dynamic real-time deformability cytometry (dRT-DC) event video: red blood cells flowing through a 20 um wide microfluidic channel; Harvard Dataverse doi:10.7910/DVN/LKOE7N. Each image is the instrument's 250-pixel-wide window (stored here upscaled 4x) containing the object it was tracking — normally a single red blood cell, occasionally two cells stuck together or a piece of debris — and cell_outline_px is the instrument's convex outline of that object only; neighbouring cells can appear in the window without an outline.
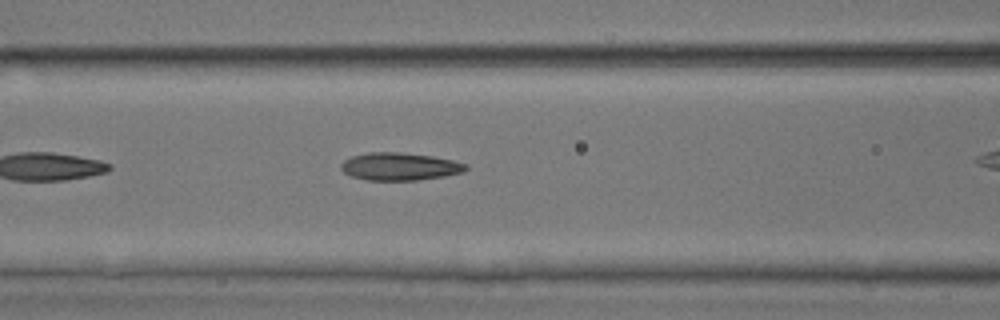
{"species": "common noctule bat (a hibernating species)", "species_latin": "Nyctalus noctula", "temperature_condition": "room temperature", "stored_images_in_passage": 24, "camera_frame_rate_fps": 3000, "um_per_image_px": 0.085, "animal": {"sex": "male", "body_mass_g": 17.9, "forearm_length_mm": 54.2}, "frame": {"image": 1, "passage_image": 8, "time_ms": 2.333, "image_size_px": [1000, 320], "cell_outline_px": [[468, 168], [464, 172], [444, 176], [416, 180], [368, 180], [352, 176], [344, 172], [340, 168], [340, 164], [344, 160], [352, 156], [368, 152], [400, 152], [432, 156], [452, 160], [468, 164]], "centroid_in_image_um": [33.98, 14.15], "position_along_channel_um": 132.6, "area_um2": 20.11}}